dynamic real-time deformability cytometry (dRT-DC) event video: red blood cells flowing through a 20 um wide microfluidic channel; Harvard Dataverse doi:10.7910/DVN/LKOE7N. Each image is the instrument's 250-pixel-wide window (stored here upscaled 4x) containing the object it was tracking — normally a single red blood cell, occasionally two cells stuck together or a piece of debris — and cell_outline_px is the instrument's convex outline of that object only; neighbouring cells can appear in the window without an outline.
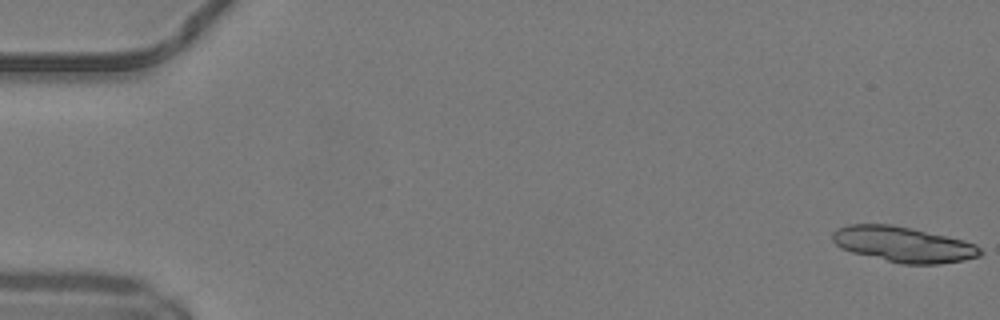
{"species": "common noctule bat (a hibernating species)", "species_latin": "Nyctalus noctula", "temperature_condition": "warm", "stored_images_in_passage": 51, "camera_frame_rate_fps": 3000, "um_per_image_px": 0.085, "animal": {"sex": "male", "body_mass_g": 19.2, "forearm_length_mm": 51.8}, "frame": {"image": 1, "passage_image": 1, "time_ms": 0.0, "image_size_px": [1000, 320], "cell_outline_px": [[984, 252], [980, 256], [964, 260], [940, 264], [900, 264], [852, 252], [840, 248], [832, 240], [832, 232], [836, 228], [848, 224], [892, 224], [912, 228], [964, 240], [976, 244]], "centroid_in_image_um": [76.78, 20.77], "position_along_channel_um": 8.2, "area_um2": 30.81}}
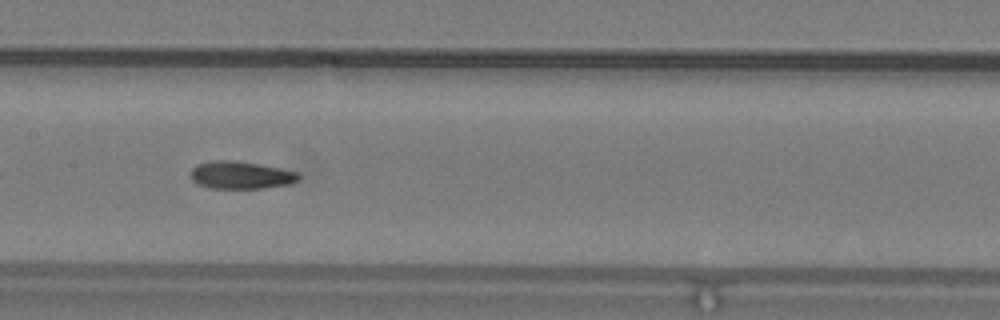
{"frame": {"image": 2, "passage_image": 26, "time_ms": 8.333, "image_size_px": [1000, 320], "cell_outline_px": [[300, 176], [292, 184], [264, 188], [212, 188], [200, 184], [192, 180], [192, 168], [196, 164], [212, 160], [236, 160], [260, 164], [300, 172]], "centroid_in_image_um": [20.51, 14.87], "position_along_channel_um": 186.9, "area_um2": 17.4}}
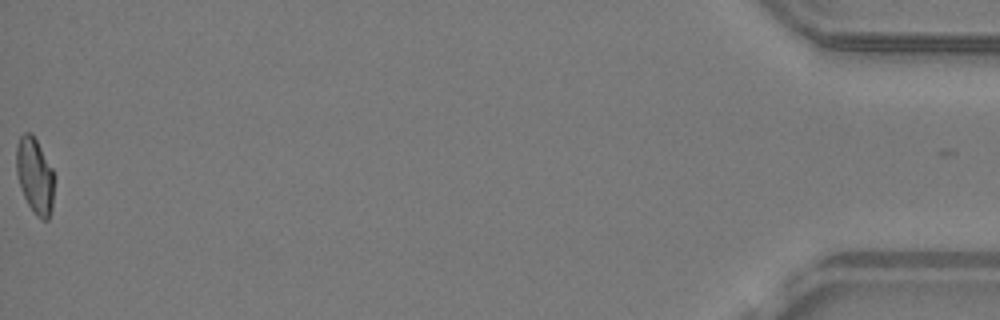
{"frame": {"image": 3, "passage_image": 51, "time_ms": 16.667, "image_size_px": [1000, 320], "cell_outline_px": [[56, 176], [52, 212], [48, 220], [40, 220], [36, 216], [28, 204], [24, 196], [16, 172], [16, 144], [20, 136], [24, 132], [32, 132], [52, 168]], "centroid_in_image_um": [3.0, 14.96], "position_along_channel_um": 432.2, "area_um2": 17.22}, "authors_computed_cell_mechanics": {"area_um2": 17.6868, "velocity_mm_per_s": 4.1695, "shape_relaxation_time_tau1_ms": null, "shape_relaxation_time_tau2_ms": 3.9051, "deformation_change_tau1": null, "deformation_change_tau2": 0.1112}}